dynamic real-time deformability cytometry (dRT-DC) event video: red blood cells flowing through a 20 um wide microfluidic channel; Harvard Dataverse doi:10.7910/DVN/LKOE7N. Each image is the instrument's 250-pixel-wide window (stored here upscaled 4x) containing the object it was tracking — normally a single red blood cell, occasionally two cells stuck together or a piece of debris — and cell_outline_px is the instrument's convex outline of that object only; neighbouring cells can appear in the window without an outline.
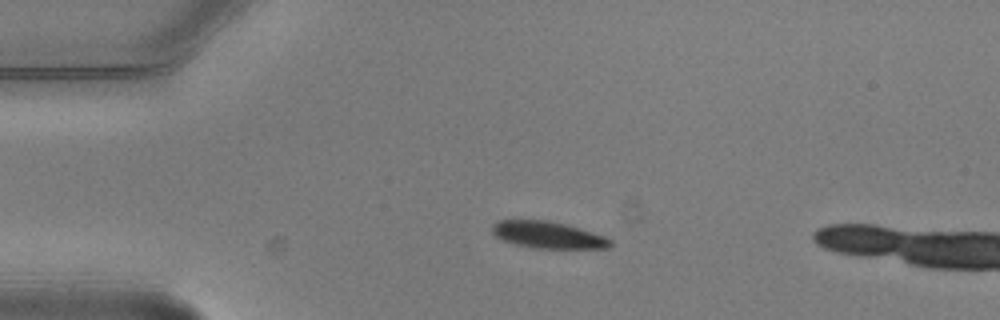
{"species": "common noctule bat (a hibernating species)", "species_latin": "Nyctalus noctula", "temperature_condition": "warm", "stored_images_in_passage": 5, "camera_frame_rate_fps": 3000, "um_per_image_px": 0.085, "animal": {"sex": "male", "body_mass_g": 20.5, "forearm_length_mm": 52.5}, "frame": {"image": 1, "passage_image": 3, "time_ms": 0.667, "image_size_px": [1000, 320], "cell_outline_px": [[612, 244], [608, 248], [536, 248], [516, 244], [504, 240], [496, 236], [492, 232], [492, 224], [496, 220], [548, 220], [564, 224], [604, 236], [612, 240]], "centroid_in_image_um": [46.55, 19.96], "position_along_channel_um": 38.5, "area_um2": 18.21}}